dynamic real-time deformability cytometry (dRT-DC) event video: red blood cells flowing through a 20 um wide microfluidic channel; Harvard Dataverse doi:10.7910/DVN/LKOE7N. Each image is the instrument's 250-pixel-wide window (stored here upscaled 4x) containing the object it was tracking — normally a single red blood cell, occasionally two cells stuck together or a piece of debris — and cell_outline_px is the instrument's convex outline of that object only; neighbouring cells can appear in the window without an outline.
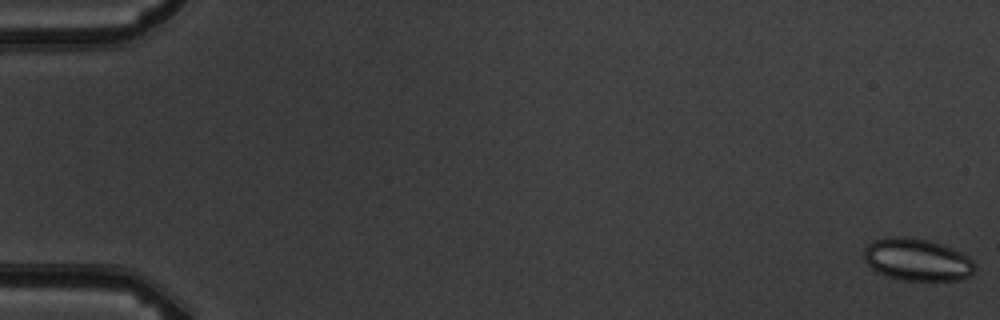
{"species": "common noctule bat (a hibernating species)", "species_latin": "Nyctalus noctula", "temperature_condition": "warm", "stored_images_in_passage": 5, "camera_frame_rate_fps": 3000, "um_per_image_px": 0.085, "animal": {"sex": "male", "body_mass_g": 19.5, "forearm_length_mm": 54.6}, "frame": {"image": 1, "passage_image": 1, "time_ms": 0.0, "image_size_px": [1000, 320], "cell_outline_px": [[972, 272], [968, 276], [960, 280], [900, 280], [876, 272], [864, 260], [864, 248], [872, 240], [888, 236], [904, 236], [928, 240], [952, 248], [968, 256], [972, 260]], "centroid_in_image_um": [77.89, 22.06], "position_along_channel_um": 7.1, "area_um2": 27.22}}